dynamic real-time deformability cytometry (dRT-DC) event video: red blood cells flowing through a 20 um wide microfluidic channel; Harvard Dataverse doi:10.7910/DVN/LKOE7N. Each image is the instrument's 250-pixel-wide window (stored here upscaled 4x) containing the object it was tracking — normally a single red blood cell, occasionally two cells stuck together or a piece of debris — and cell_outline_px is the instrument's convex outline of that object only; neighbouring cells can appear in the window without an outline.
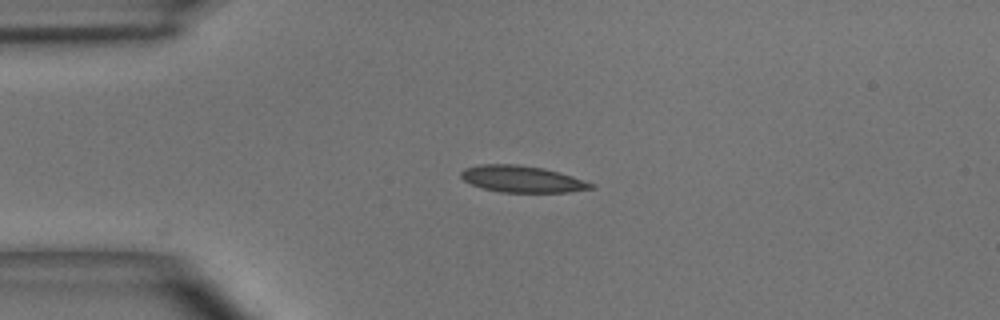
{"species": "common noctule bat (a hibernating species)", "species_latin": "Nyctalus noctula", "temperature_condition": "room temperature", "stored_images_in_passage": 5, "camera_frame_rate_fps": 3000, "um_per_image_px": 0.085, "animal": {"sex": "male", "body_mass_g": 15.6}, "frame": {"image": 1, "passage_image": 1, "time_ms": 0.0, "image_size_px": [1000, 320], "cell_outline_px": [[596, 188], [568, 192], [500, 192], [484, 188], [472, 184], [464, 180], [460, 176], [460, 172], [464, 168], [480, 164], [516, 164], [544, 168], [572, 176], [596, 184]], "centroid_in_image_um": [44.4, 15.21], "position_along_channel_um": 40.6, "area_um2": 20.17}}